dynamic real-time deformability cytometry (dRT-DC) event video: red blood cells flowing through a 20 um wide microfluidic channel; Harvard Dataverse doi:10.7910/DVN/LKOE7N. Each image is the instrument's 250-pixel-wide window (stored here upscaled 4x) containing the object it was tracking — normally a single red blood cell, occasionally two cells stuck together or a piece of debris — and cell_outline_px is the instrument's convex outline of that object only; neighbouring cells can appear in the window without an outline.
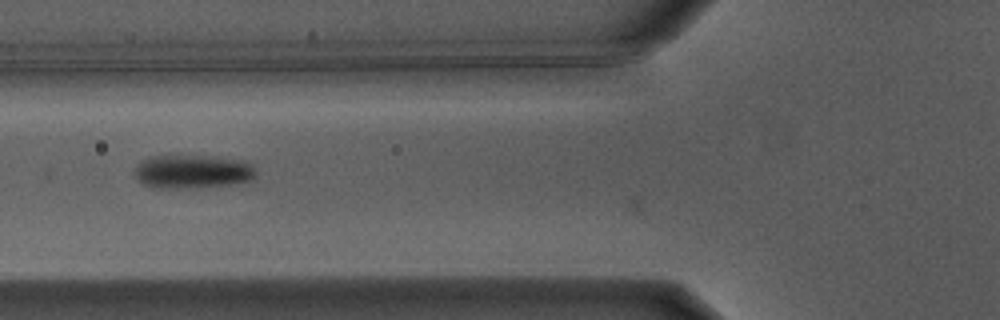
{"species": "Egyptian fruit bat (a non-hibernating species)", "species_latin": "Rousettus aegyptiacus", "temperature_condition": "warm", "stored_images_in_passage": 4, "camera_frame_rate_fps": 3000, "um_per_image_px": 0.085, "animal": {"sex": "male"}, "frame": {"image": 1, "passage_image": 2, "time_ms": 0.333, "image_size_px": [1000, 320], "cell_outline_px": [[256, 172], [248, 180], [228, 184], [176, 188], [152, 188], [144, 184], [132, 172], [144, 160], [152, 156], [196, 156], [236, 160], [252, 164]], "centroid_in_image_um": [16.29, 14.59], "position_along_channel_um": 109.5, "area_um2": 22.77}}